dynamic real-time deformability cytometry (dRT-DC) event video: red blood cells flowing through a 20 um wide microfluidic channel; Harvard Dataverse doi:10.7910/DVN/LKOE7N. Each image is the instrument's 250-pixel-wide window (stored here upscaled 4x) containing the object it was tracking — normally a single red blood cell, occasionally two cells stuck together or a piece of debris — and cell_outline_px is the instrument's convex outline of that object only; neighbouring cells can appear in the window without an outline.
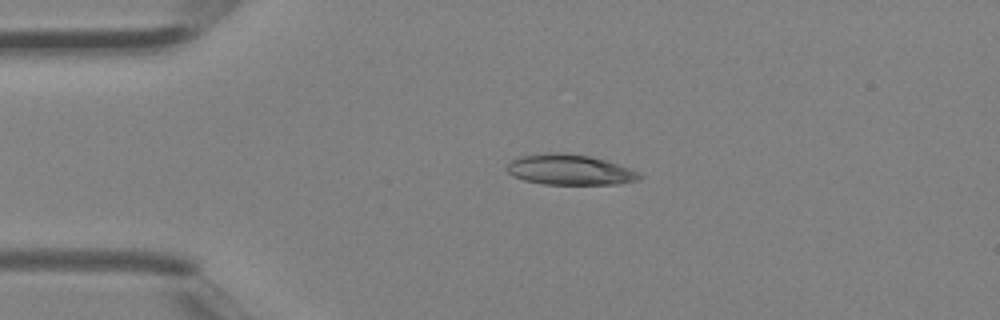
{"species": "Egyptian fruit bat (a non-hibernating species)", "species_latin": "Rousettus aegyptiacus", "temperature_condition": "room temperature", "stored_images_in_passage": 3, "camera_frame_rate_fps": 3000, "um_per_image_px": 0.085, "animal": {"sex": "female"}, "frame": {"image": 1, "passage_image": 2, "time_ms": 0.333, "image_size_px": [1000, 320], "cell_outline_px": [[644, 176], [640, 180], [620, 184], [544, 184], [524, 180], [512, 176], [504, 168], [512, 160], [520, 156], [548, 152], [556, 152], [588, 156], [604, 160], [628, 168]], "centroid_in_image_um": [48.4, 14.43], "position_along_channel_um": 36.6, "area_um2": 23.41}}